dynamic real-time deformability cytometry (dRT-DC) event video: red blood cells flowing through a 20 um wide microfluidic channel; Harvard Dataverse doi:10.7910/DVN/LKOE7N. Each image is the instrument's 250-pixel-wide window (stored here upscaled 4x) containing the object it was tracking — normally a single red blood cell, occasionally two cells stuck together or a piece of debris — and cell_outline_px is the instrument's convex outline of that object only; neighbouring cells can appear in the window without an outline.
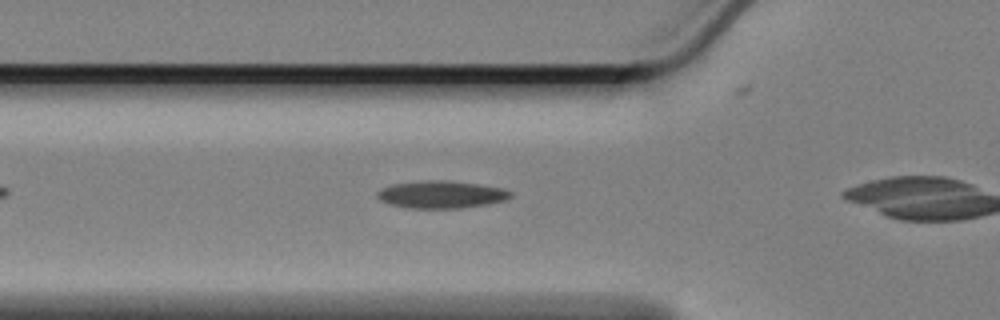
{"species": "Egyptian fruit bat (a non-hibernating species)", "species_latin": "Rousettus aegyptiacus", "temperature_condition": "cold", "stored_images_in_passage": 35, "camera_frame_rate_fps": 3000, "um_per_image_px": 0.085, "animal": {"sex": "female"}, "frame": {"image": 1, "passage_image": 8, "time_ms": 2.333, "image_size_px": [1000, 320], "cell_outline_px": [[512, 196], [508, 200], [488, 204], [460, 208], [412, 208], [388, 204], [380, 200], [376, 196], [376, 192], [392, 184], [420, 180], [444, 180], [476, 184], [500, 188], [512, 192]], "centroid_in_image_um": [37.49, 16.53], "position_along_channel_um": 88.3, "area_um2": 21.27}}
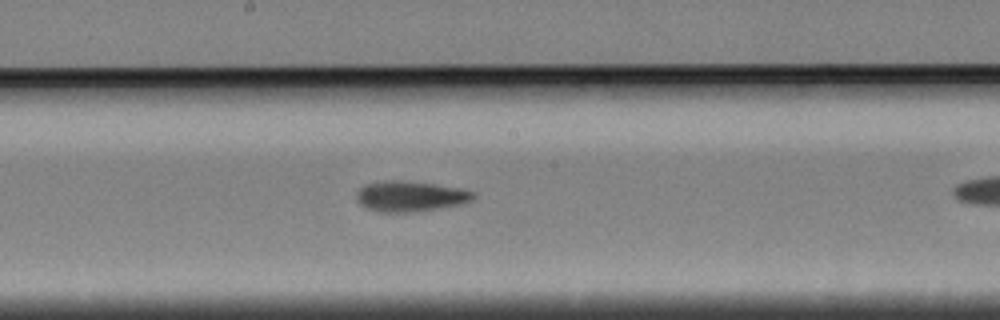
{"frame": {"image": 2, "passage_image": 19, "time_ms": 6.0, "image_size_px": [1000, 320], "cell_outline_px": [[476, 196], [472, 200], [464, 204], [416, 212], [384, 212], [368, 208], [360, 204], [356, 200], [356, 192], [364, 184], [384, 180], [404, 180], [460, 188], [472, 192]], "centroid_in_image_um": [34.86, 16.68], "position_along_channel_um": 213.3, "area_um2": 20.87}}
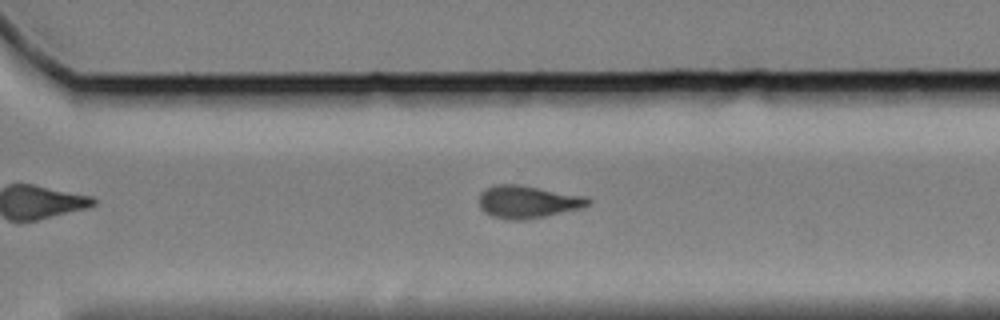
{"frame": {"image": 3, "passage_image": 29, "time_ms": 9.333, "image_size_px": [1000, 320], "cell_outline_px": [[592, 200], [588, 204], [580, 208], [544, 216], [524, 220], [512, 220], [492, 216], [480, 208], [480, 192], [484, 188], [496, 184], [520, 184], [588, 196]], "centroid_in_image_um": [44.85, 17.13], "position_along_channel_um": 325.7, "area_um2": 20.75}}